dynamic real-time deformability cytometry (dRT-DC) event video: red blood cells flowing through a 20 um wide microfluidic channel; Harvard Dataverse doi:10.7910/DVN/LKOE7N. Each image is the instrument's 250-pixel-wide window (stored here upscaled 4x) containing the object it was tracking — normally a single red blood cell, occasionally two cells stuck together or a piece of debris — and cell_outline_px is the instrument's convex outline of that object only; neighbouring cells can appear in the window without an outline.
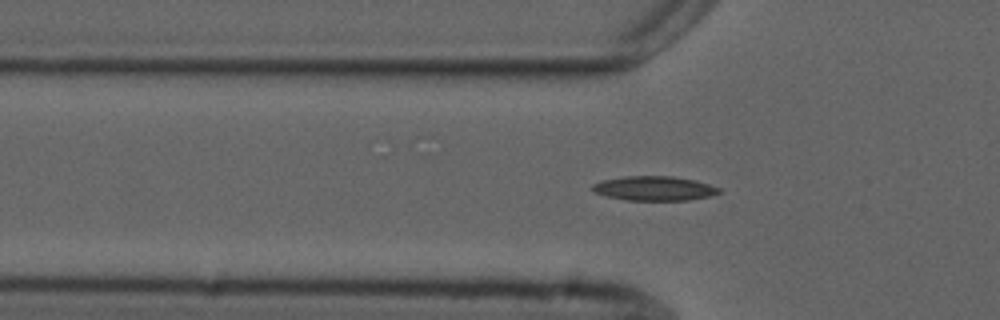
{"species": "common noctule bat (a hibernating species)", "species_latin": "Nyctalus noctula", "temperature_condition": "cold", "stored_images_in_passage": 41, "camera_frame_rate_fps": 3000, "um_per_image_px": 0.085, "animal": {"sex": "male", "forearm_length_mm": 52.5}, "frame": {"image": 1, "passage_image": 3, "time_ms": 0.667, "image_size_px": [1000, 320], "cell_outline_px": [[724, 192], [712, 196], [688, 200], [624, 200], [592, 192], [592, 184], [604, 180], [624, 176], [672, 176], [696, 180], [720, 188]], "centroid_in_image_um": [55.65, 16.01], "position_along_channel_um": 70.1, "area_um2": 18.15}}
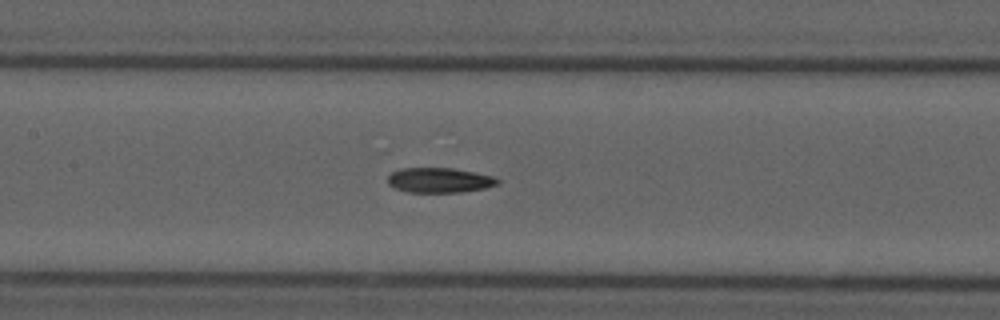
{"frame": {"image": 2, "passage_image": 11, "time_ms": 3.333, "image_size_px": [1000, 320], "cell_outline_px": [[500, 184], [484, 188], [460, 192], [408, 192], [396, 188], [388, 184], [388, 176], [392, 172], [400, 168], [452, 168], [492, 176], [500, 180]], "centroid_in_image_um": [37.34, 15.31], "position_along_channel_um": 170.1, "area_um2": 15.84}}
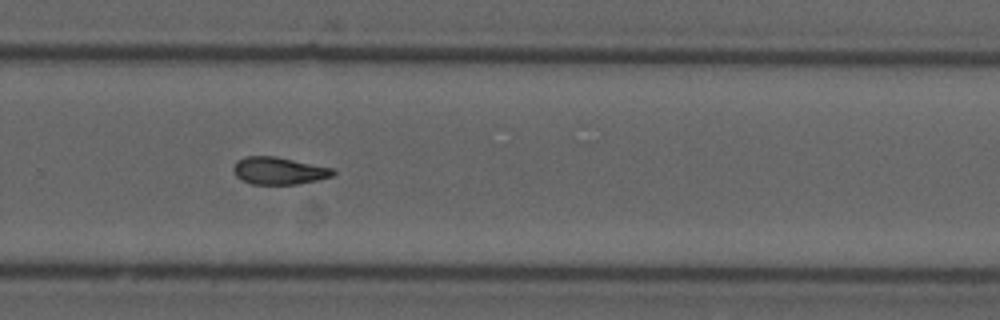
{"frame": {"image": 3, "passage_image": 22, "time_ms": 7.0, "image_size_px": [1000, 320], "cell_outline_px": [[336, 172], [332, 176], [316, 180], [296, 184], [252, 184], [236, 176], [232, 168], [236, 160], [244, 156], [276, 156], [332, 168]], "centroid_in_image_um": [23.67, 14.5], "position_along_channel_um": 306.1, "area_um2": 15.78}, "authors_computed_cell_mechanics": {"area_um2": 16.0684, "velocity_mm_per_s": 3.7295, "shape_relaxation_time_tau1_ms": null, "shape_relaxation_time_tau2_ms": 7.2126, "deformation_change_tau1": null, "deformation_change_tau2": 0.1284}}